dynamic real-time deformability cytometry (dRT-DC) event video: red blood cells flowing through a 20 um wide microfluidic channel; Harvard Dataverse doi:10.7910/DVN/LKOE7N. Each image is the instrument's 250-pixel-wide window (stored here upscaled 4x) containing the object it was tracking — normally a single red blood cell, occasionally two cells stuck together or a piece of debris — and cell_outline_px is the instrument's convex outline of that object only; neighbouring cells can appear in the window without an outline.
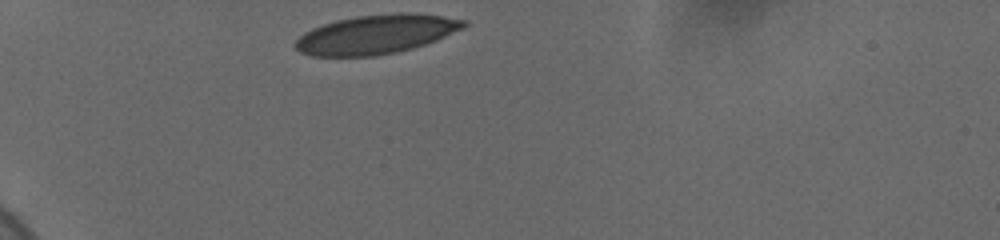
{"species": "human", "species_latin": "Homo sapiens", "temperature_condition": "cold", "stored_images_in_passage": 4, "camera_frame_rate_fps": 3000, "um_per_image_px": 0.085, "donor": {"sex": "female"}, "frame": {"image": 1, "passage_image": 1, "time_ms": 0.0, "image_size_px": [1000, 240], "cell_outline_px": [[468, 24], [464, 28], [436, 40], [412, 48], [396, 52], [376, 56], [312, 56], [300, 52], [292, 44], [304, 32], [312, 28], [336, 20], [356, 16], [400, 12], [412, 12], [444, 16], [468, 20]], "centroid_in_image_um": [31.99, 2.91], "position_along_channel_um": 53.0, "area_um2": 38.55}}